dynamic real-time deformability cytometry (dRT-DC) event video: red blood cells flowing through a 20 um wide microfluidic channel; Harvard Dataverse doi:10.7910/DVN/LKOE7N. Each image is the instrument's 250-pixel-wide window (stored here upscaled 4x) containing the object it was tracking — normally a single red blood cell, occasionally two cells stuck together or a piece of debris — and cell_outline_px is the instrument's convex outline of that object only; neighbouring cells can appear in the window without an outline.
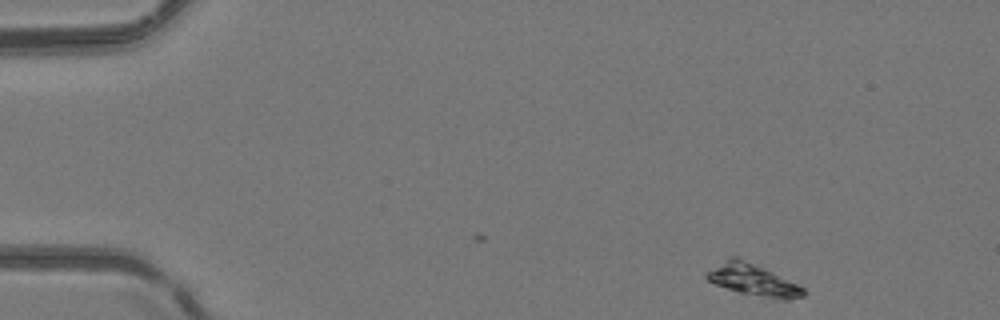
{"species": "common noctule bat (a hibernating species)", "species_latin": "Nyctalus noctula", "temperature_condition": "room temperature", "stored_images_in_passage": 39, "camera_frame_rate_fps": 3000, "um_per_image_px": 0.085, "animal": {"sex": "female", "body_mass_g": 24.6, "forearm_length_mm": 56.2}, "frame": {"image": 1, "passage_image": 1, "time_ms": 0.0, "image_size_px": [1000, 320], "cell_outline_px": [[808, 292], [804, 296], [788, 300], [784, 300], [740, 292], [716, 284], [708, 280], [704, 276], [704, 272], [732, 256], [736, 256], [800, 284]], "centroid_in_image_um": [64.04, 23.79], "position_along_channel_um": 21.0, "area_um2": 17.69}}
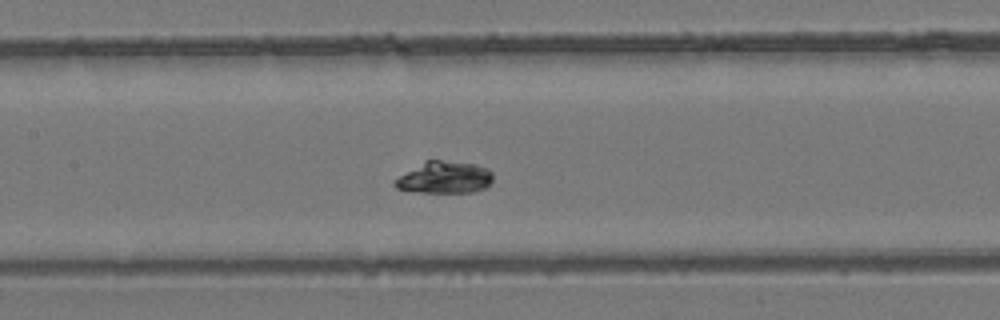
{"frame": {"image": 2, "passage_image": 20, "time_ms": 6.333, "image_size_px": [1000, 320], "cell_outline_px": [[492, 184], [484, 188], [472, 192], [420, 192], [396, 188], [392, 184], [400, 176], [424, 160], [440, 160], [472, 164], [488, 168], [492, 172]], "centroid_in_image_um": [37.8, 15.08], "position_along_channel_um": 169.6, "area_um2": 18.09}}
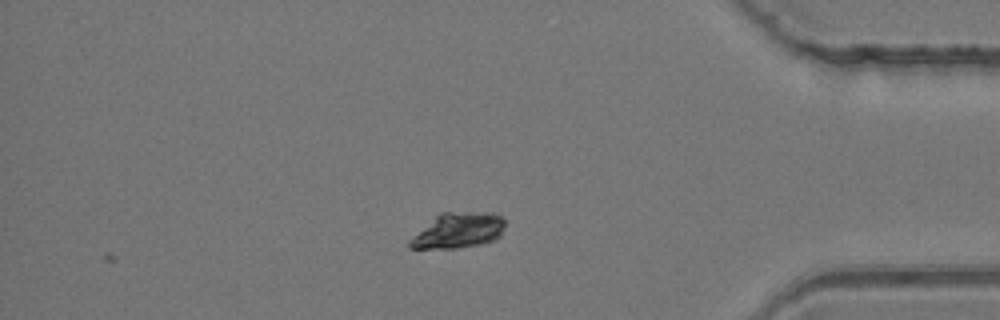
{"frame": {"image": 3, "passage_image": 39, "time_ms": 12.667, "image_size_px": [1000, 320], "cell_outline_px": [[504, 224], [500, 236], [492, 240], [476, 244], [456, 248], [408, 248], [408, 240], [440, 212], [492, 212], [500, 216], [504, 220]], "centroid_in_image_um": [38.92, 19.57], "position_along_channel_um": 396.3, "area_um2": 19.36}}